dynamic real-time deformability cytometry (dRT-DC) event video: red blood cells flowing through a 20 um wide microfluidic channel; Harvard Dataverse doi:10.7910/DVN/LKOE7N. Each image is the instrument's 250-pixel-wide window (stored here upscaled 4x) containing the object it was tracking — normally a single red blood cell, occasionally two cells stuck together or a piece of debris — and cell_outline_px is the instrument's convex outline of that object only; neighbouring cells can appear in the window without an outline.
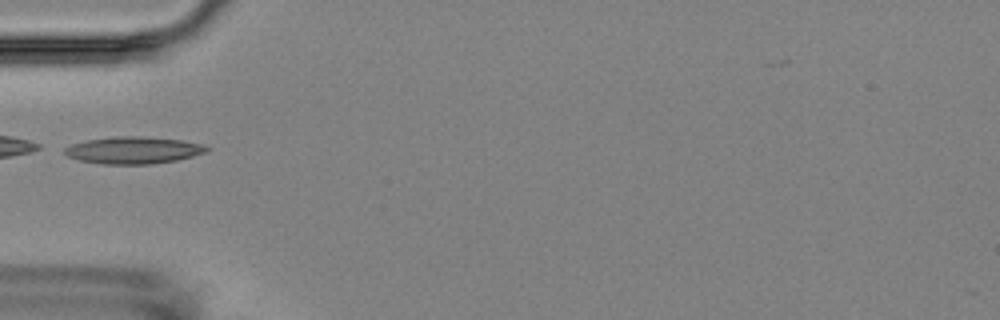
{"species": "Egyptian fruit bat (a non-hibernating species)", "species_latin": "Rousettus aegyptiacus", "temperature_condition": "room temperature", "stored_images_in_passage": 3, "camera_frame_rate_fps": 3000, "um_per_image_px": 0.085, "animal": {"sex": "female"}, "frame": {"image": 1, "passage_image": 3, "time_ms": 2.333, "image_size_px": [1000, 320], "cell_outline_px": [[212, 148], [204, 152], [192, 156], [176, 160], [152, 164], [104, 164], [80, 160], [68, 156], [64, 152], [64, 148], [72, 144], [88, 140], [112, 136], [144, 136], [180, 140], [204, 144]], "centroid_in_image_um": [11.36, 12.76], "position_along_channel_um": 73.6, "area_um2": 22.31}}